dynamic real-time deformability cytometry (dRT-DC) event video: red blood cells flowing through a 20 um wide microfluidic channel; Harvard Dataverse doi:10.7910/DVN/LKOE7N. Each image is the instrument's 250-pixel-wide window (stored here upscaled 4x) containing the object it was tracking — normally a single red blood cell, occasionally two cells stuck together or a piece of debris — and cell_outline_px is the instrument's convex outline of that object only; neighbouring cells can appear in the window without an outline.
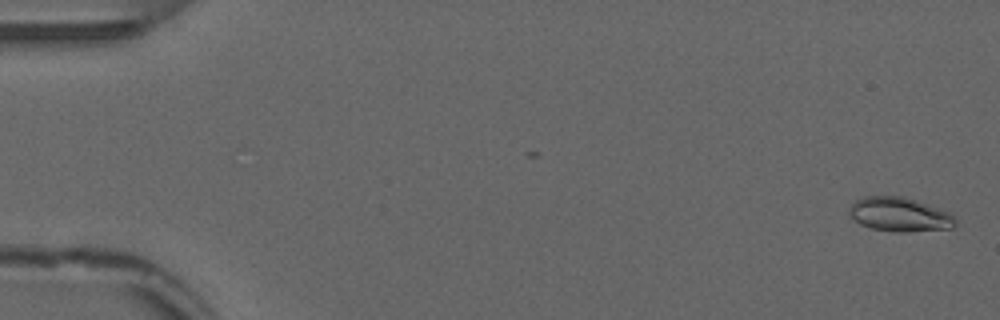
{"species": "common noctule bat (a hibernating species)", "species_latin": "Nyctalus noctula", "temperature_condition": "warm", "stored_images_in_passage": 53, "camera_frame_rate_fps": 3000, "um_per_image_px": 0.085, "animal": {"sex": "male", "forearm_length_mm": 52.5}, "frame": {"image": 1, "passage_image": 2, "time_ms": 0.333, "image_size_px": [1000, 320], "cell_outline_px": [[956, 224], [952, 228], [908, 232], [896, 232], [872, 228], [860, 224], [848, 212], [848, 208], [856, 200], [864, 196], [904, 196], [952, 212], [956, 216]], "centroid_in_image_um": [76.52, 18.22], "position_along_channel_um": 8.5, "area_um2": 21.33}}
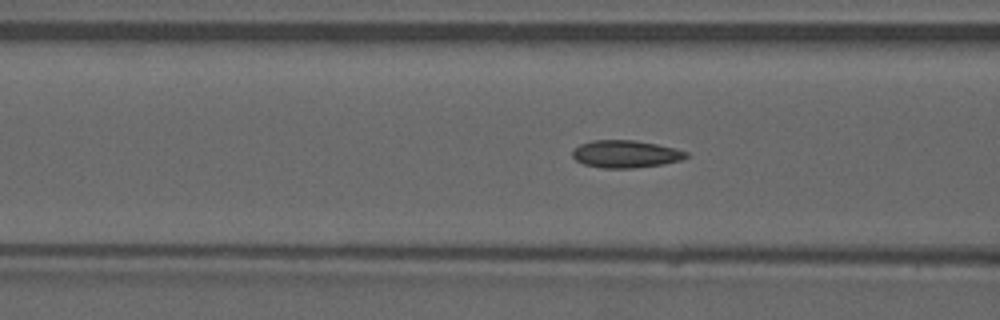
{"frame": {"image": 2, "passage_image": 22, "time_ms": 7.0, "image_size_px": [1000, 320], "cell_outline_px": [[688, 156], [680, 160], [664, 164], [636, 168], [604, 168], [584, 164], [576, 160], [572, 156], [572, 152], [580, 144], [592, 140], [636, 140], [676, 148], [688, 152]], "centroid_in_image_um": [53.2, 13.09], "position_along_channel_um": 113.4, "area_um2": 18.21}}
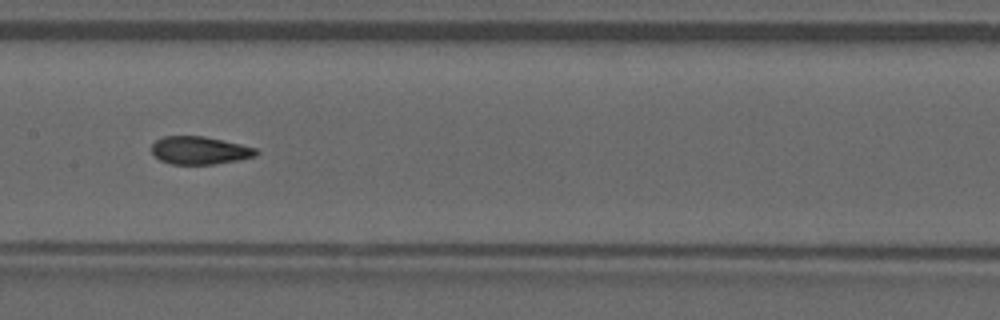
{"frame": {"image": 3, "passage_image": 28, "time_ms": 9.0, "image_size_px": [1000, 320], "cell_outline_px": [[260, 152], [256, 156], [216, 164], [172, 164], [160, 160], [152, 152], [152, 144], [156, 140], [164, 136], [204, 136], [240, 144], [256, 148]], "centroid_in_image_um": [16.98, 12.78], "position_along_channel_um": 190.4, "area_um2": 16.88}}